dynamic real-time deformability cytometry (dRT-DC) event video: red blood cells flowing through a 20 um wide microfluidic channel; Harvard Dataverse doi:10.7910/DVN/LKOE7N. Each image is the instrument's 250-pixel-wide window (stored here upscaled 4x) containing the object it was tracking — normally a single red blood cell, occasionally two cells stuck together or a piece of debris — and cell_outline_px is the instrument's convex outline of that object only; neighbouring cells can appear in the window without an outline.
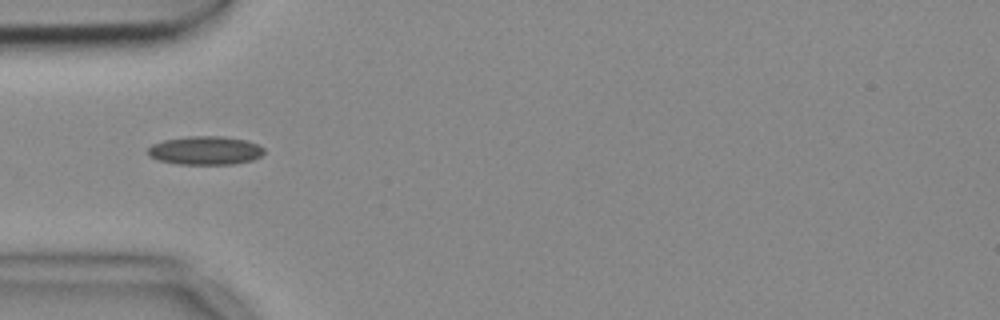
{"species": "common noctule bat (a hibernating species)", "species_latin": "Nyctalus noctula", "temperature_condition": "cold", "stored_images_in_passage": 14, "camera_frame_rate_fps": 3000, "um_per_image_px": 0.085, "animal": {"sex": "female", "body_mass_g": 18.4}, "frame": {"image": 1, "passage_image": 5, "time_ms": 1.333, "image_size_px": [1000, 320], "cell_outline_px": [[264, 152], [260, 156], [252, 160], [232, 164], [180, 164], [160, 160], [148, 156], [148, 148], [152, 144], [164, 140], [188, 136], [224, 136], [244, 140], [256, 144], [264, 148]], "centroid_in_image_um": [17.44, 12.78], "position_along_channel_um": 67.6, "area_um2": 19.19}}